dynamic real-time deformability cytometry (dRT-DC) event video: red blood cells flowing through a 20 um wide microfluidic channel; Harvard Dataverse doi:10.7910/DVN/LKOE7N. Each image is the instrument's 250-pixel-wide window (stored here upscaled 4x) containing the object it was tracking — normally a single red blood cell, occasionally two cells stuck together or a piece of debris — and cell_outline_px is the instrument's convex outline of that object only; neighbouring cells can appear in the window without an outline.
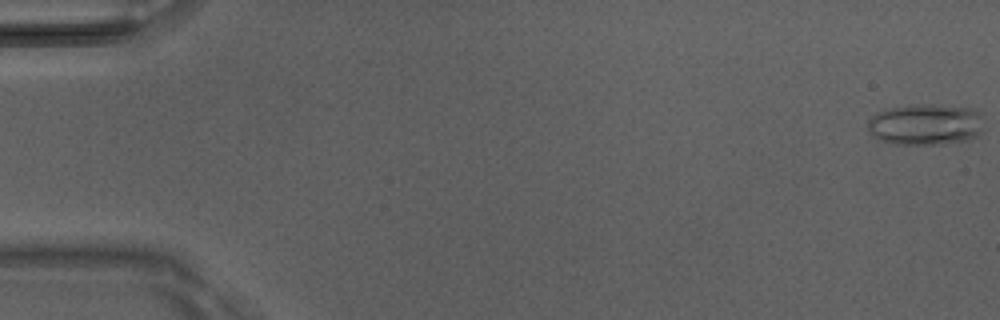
{"species": "Egyptian fruit bat (a non-hibernating species)", "species_latin": "Rousettus aegyptiacus", "temperature_condition": "room temperature", "stored_images_in_passage": 11, "camera_frame_rate_fps": 3000, "um_per_image_px": 0.085, "animal": {"sex": "male"}, "frame": {"image": 1, "passage_image": 1, "time_ms": 0.0, "image_size_px": [1000, 320], "cell_outline_px": [[980, 132], [976, 136], [964, 140], [944, 144], [892, 144], [880, 140], [872, 136], [868, 132], [868, 120], [876, 112], [884, 108], [912, 104], [940, 104], [980, 108]], "centroid_in_image_um": [78.63, 10.55], "position_along_channel_um": 6.4, "area_um2": 28.44}}